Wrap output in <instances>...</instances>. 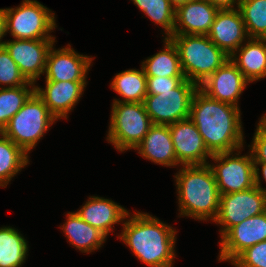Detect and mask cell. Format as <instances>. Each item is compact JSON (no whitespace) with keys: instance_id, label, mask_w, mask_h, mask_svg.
<instances>
[{"instance_id":"cell-13","label":"cell","mask_w":266,"mask_h":267,"mask_svg":"<svg viewBox=\"0 0 266 267\" xmlns=\"http://www.w3.org/2000/svg\"><path fill=\"white\" fill-rule=\"evenodd\" d=\"M177 161L181 166L206 165L212 154L190 118L169 125Z\"/></svg>"},{"instance_id":"cell-22","label":"cell","mask_w":266,"mask_h":267,"mask_svg":"<svg viewBox=\"0 0 266 267\" xmlns=\"http://www.w3.org/2000/svg\"><path fill=\"white\" fill-rule=\"evenodd\" d=\"M66 216L60 229L71 245L82 253H91L102 247L107 238L102 232L82 220L76 212H68Z\"/></svg>"},{"instance_id":"cell-11","label":"cell","mask_w":266,"mask_h":267,"mask_svg":"<svg viewBox=\"0 0 266 267\" xmlns=\"http://www.w3.org/2000/svg\"><path fill=\"white\" fill-rule=\"evenodd\" d=\"M55 39L3 41V46L28 82L34 83L45 73L47 55Z\"/></svg>"},{"instance_id":"cell-15","label":"cell","mask_w":266,"mask_h":267,"mask_svg":"<svg viewBox=\"0 0 266 267\" xmlns=\"http://www.w3.org/2000/svg\"><path fill=\"white\" fill-rule=\"evenodd\" d=\"M93 58L76 53L71 45L56 50L50 48L47 55L46 81H86Z\"/></svg>"},{"instance_id":"cell-31","label":"cell","mask_w":266,"mask_h":267,"mask_svg":"<svg viewBox=\"0 0 266 267\" xmlns=\"http://www.w3.org/2000/svg\"><path fill=\"white\" fill-rule=\"evenodd\" d=\"M230 263L235 267H266V241L248 247Z\"/></svg>"},{"instance_id":"cell-34","label":"cell","mask_w":266,"mask_h":267,"mask_svg":"<svg viewBox=\"0 0 266 267\" xmlns=\"http://www.w3.org/2000/svg\"><path fill=\"white\" fill-rule=\"evenodd\" d=\"M212 6L217 8L218 10H231L235 9V3L237 4V8L240 0H207Z\"/></svg>"},{"instance_id":"cell-29","label":"cell","mask_w":266,"mask_h":267,"mask_svg":"<svg viewBox=\"0 0 266 267\" xmlns=\"http://www.w3.org/2000/svg\"><path fill=\"white\" fill-rule=\"evenodd\" d=\"M134 4L144 14L164 29L165 38H170L174 32L175 9L169 0H133Z\"/></svg>"},{"instance_id":"cell-28","label":"cell","mask_w":266,"mask_h":267,"mask_svg":"<svg viewBox=\"0 0 266 267\" xmlns=\"http://www.w3.org/2000/svg\"><path fill=\"white\" fill-rule=\"evenodd\" d=\"M238 9L248 37L266 39V0H240Z\"/></svg>"},{"instance_id":"cell-5","label":"cell","mask_w":266,"mask_h":267,"mask_svg":"<svg viewBox=\"0 0 266 267\" xmlns=\"http://www.w3.org/2000/svg\"><path fill=\"white\" fill-rule=\"evenodd\" d=\"M56 120L34 92L1 133L28 155Z\"/></svg>"},{"instance_id":"cell-24","label":"cell","mask_w":266,"mask_h":267,"mask_svg":"<svg viewBox=\"0 0 266 267\" xmlns=\"http://www.w3.org/2000/svg\"><path fill=\"white\" fill-rule=\"evenodd\" d=\"M164 49L142 62L146 76L184 77L176 46L164 38Z\"/></svg>"},{"instance_id":"cell-4","label":"cell","mask_w":266,"mask_h":267,"mask_svg":"<svg viewBox=\"0 0 266 267\" xmlns=\"http://www.w3.org/2000/svg\"><path fill=\"white\" fill-rule=\"evenodd\" d=\"M185 79L199 86L228 59L207 35H172Z\"/></svg>"},{"instance_id":"cell-16","label":"cell","mask_w":266,"mask_h":267,"mask_svg":"<svg viewBox=\"0 0 266 267\" xmlns=\"http://www.w3.org/2000/svg\"><path fill=\"white\" fill-rule=\"evenodd\" d=\"M207 36L229 57L249 38L238 8L219 10Z\"/></svg>"},{"instance_id":"cell-21","label":"cell","mask_w":266,"mask_h":267,"mask_svg":"<svg viewBox=\"0 0 266 267\" xmlns=\"http://www.w3.org/2000/svg\"><path fill=\"white\" fill-rule=\"evenodd\" d=\"M229 58L249 81L266 77V39L248 38ZM238 53V55H237Z\"/></svg>"},{"instance_id":"cell-3","label":"cell","mask_w":266,"mask_h":267,"mask_svg":"<svg viewBox=\"0 0 266 267\" xmlns=\"http://www.w3.org/2000/svg\"><path fill=\"white\" fill-rule=\"evenodd\" d=\"M174 177L180 216L214 221L219 212L220 193L210 165L182 166Z\"/></svg>"},{"instance_id":"cell-27","label":"cell","mask_w":266,"mask_h":267,"mask_svg":"<svg viewBox=\"0 0 266 267\" xmlns=\"http://www.w3.org/2000/svg\"><path fill=\"white\" fill-rule=\"evenodd\" d=\"M34 92L35 84L31 82L15 88H0V131Z\"/></svg>"},{"instance_id":"cell-6","label":"cell","mask_w":266,"mask_h":267,"mask_svg":"<svg viewBox=\"0 0 266 267\" xmlns=\"http://www.w3.org/2000/svg\"><path fill=\"white\" fill-rule=\"evenodd\" d=\"M107 141L119 152L135 149L153 125L143 102H113Z\"/></svg>"},{"instance_id":"cell-25","label":"cell","mask_w":266,"mask_h":267,"mask_svg":"<svg viewBox=\"0 0 266 267\" xmlns=\"http://www.w3.org/2000/svg\"><path fill=\"white\" fill-rule=\"evenodd\" d=\"M27 240L10 226L0 228V267H21L28 256Z\"/></svg>"},{"instance_id":"cell-32","label":"cell","mask_w":266,"mask_h":267,"mask_svg":"<svg viewBox=\"0 0 266 267\" xmlns=\"http://www.w3.org/2000/svg\"><path fill=\"white\" fill-rule=\"evenodd\" d=\"M252 140L254 164H266V114L261 116Z\"/></svg>"},{"instance_id":"cell-23","label":"cell","mask_w":266,"mask_h":267,"mask_svg":"<svg viewBox=\"0 0 266 267\" xmlns=\"http://www.w3.org/2000/svg\"><path fill=\"white\" fill-rule=\"evenodd\" d=\"M146 83L147 76L142 66L141 70L129 69L116 74L111 88L122 97V100L114 99L113 102H143L147 95Z\"/></svg>"},{"instance_id":"cell-20","label":"cell","mask_w":266,"mask_h":267,"mask_svg":"<svg viewBox=\"0 0 266 267\" xmlns=\"http://www.w3.org/2000/svg\"><path fill=\"white\" fill-rule=\"evenodd\" d=\"M151 162L162 166L179 165L174 151L169 125L153 124L142 142L134 149Z\"/></svg>"},{"instance_id":"cell-19","label":"cell","mask_w":266,"mask_h":267,"mask_svg":"<svg viewBox=\"0 0 266 267\" xmlns=\"http://www.w3.org/2000/svg\"><path fill=\"white\" fill-rule=\"evenodd\" d=\"M76 213L82 220L107 237L111 231L113 232V226L118 222H123L129 212L110 199L91 196Z\"/></svg>"},{"instance_id":"cell-10","label":"cell","mask_w":266,"mask_h":267,"mask_svg":"<svg viewBox=\"0 0 266 267\" xmlns=\"http://www.w3.org/2000/svg\"><path fill=\"white\" fill-rule=\"evenodd\" d=\"M266 211V194L257 186L220 195L219 212L213 221L221 225V237L244 220Z\"/></svg>"},{"instance_id":"cell-26","label":"cell","mask_w":266,"mask_h":267,"mask_svg":"<svg viewBox=\"0 0 266 267\" xmlns=\"http://www.w3.org/2000/svg\"><path fill=\"white\" fill-rule=\"evenodd\" d=\"M28 155L0 132V187H6L22 168L27 166Z\"/></svg>"},{"instance_id":"cell-9","label":"cell","mask_w":266,"mask_h":267,"mask_svg":"<svg viewBox=\"0 0 266 267\" xmlns=\"http://www.w3.org/2000/svg\"><path fill=\"white\" fill-rule=\"evenodd\" d=\"M212 154L210 164L220 195L244 191L255 186V166L252 153L240 156V151ZM215 165V166H214Z\"/></svg>"},{"instance_id":"cell-17","label":"cell","mask_w":266,"mask_h":267,"mask_svg":"<svg viewBox=\"0 0 266 267\" xmlns=\"http://www.w3.org/2000/svg\"><path fill=\"white\" fill-rule=\"evenodd\" d=\"M45 89L35 86V92L44 101L49 112L58 120L68 117L86 87V81H45Z\"/></svg>"},{"instance_id":"cell-7","label":"cell","mask_w":266,"mask_h":267,"mask_svg":"<svg viewBox=\"0 0 266 267\" xmlns=\"http://www.w3.org/2000/svg\"><path fill=\"white\" fill-rule=\"evenodd\" d=\"M6 33L19 40L56 39L55 13L37 0H22L21 5L5 8Z\"/></svg>"},{"instance_id":"cell-37","label":"cell","mask_w":266,"mask_h":267,"mask_svg":"<svg viewBox=\"0 0 266 267\" xmlns=\"http://www.w3.org/2000/svg\"><path fill=\"white\" fill-rule=\"evenodd\" d=\"M188 1H194V0H169L171 6L176 10L178 7L182 6Z\"/></svg>"},{"instance_id":"cell-8","label":"cell","mask_w":266,"mask_h":267,"mask_svg":"<svg viewBox=\"0 0 266 267\" xmlns=\"http://www.w3.org/2000/svg\"><path fill=\"white\" fill-rule=\"evenodd\" d=\"M198 86L185 79L178 87L160 94H147L143 104L152 124L171 125L188 119L193 94Z\"/></svg>"},{"instance_id":"cell-18","label":"cell","mask_w":266,"mask_h":267,"mask_svg":"<svg viewBox=\"0 0 266 267\" xmlns=\"http://www.w3.org/2000/svg\"><path fill=\"white\" fill-rule=\"evenodd\" d=\"M218 11L207 0L186 2L175 10L173 35H208Z\"/></svg>"},{"instance_id":"cell-36","label":"cell","mask_w":266,"mask_h":267,"mask_svg":"<svg viewBox=\"0 0 266 267\" xmlns=\"http://www.w3.org/2000/svg\"><path fill=\"white\" fill-rule=\"evenodd\" d=\"M4 8L0 9V46H3L2 38L6 35Z\"/></svg>"},{"instance_id":"cell-2","label":"cell","mask_w":266,"mask_h":267,"mask_svg":"<svg viewBox=\"0 0 266 267\" xmlns=\"http://www.w3.org/2000/svg\"><path fill=\"white\" fill-rule=\"evenodd\" d=\"M133 215V216H132ZM128 213L118 238L149 267H173L176 230L148 213Z\"/></svg>"},{"instance_id":"cell-14","label":"cell","mask_w":266,"mask_h":267,"mask_svg":"<svg viewBox=\"0 0 266 267\" xmlns=\"http://www.w3.org/2000/svg\"><path fill=\"white\" fill-rule=\"evenodd\" d=\"M248 83L250 82L229 58L198 88L210 98L239 107L238 99Z\"/></svg>"},{"instance_id":"cell-12","label":"cell","mask_w":266,"mask_h":267,"mask_svg":"<svg viewBox=\"0 0 266 267\" xmlns=\"http://www.w3.org/2000/svg\"><path fill=\"white\" fill-rule=\"evenodd\" d=\"M266 241V211L230 228L222 237L219 261H233L241 252Z\"/></svg>"},{"instance_id":"cell-33","label":"cell","mask_w":266,"mask_h":267,"mask_svg":"<svg viewBox=\"0 0 266 267\" xmlns=\"http://www.w3.org/2000/svg\"><path fill=\"white\" fill-rule=\"evenodd\" d=\"M185 77L147 76V94L157 95L178 87Z\"/></svg>"},{"instance_id":"cell-1","label":"cell","mask_w":266,"mask_h":267,"mask_svg":"<svg viewBox=\"0 0 266 267\" xmlns=\"http://www.w3.org/2000/svg\"><path fill=\"white\" fill-rule=\"evenodd\" d=\"M239 107L210 98L199 88L190 105V120L196 125L211 154L235 152L244 136Z\"/></svg>"},{"instance_id":"cell-35","label":"cell","mask_w":266,"mask_h":267,"mask_svg":"<svg viewBox=\"0 0 266 267\" xmlns=\"http://www.w3.org/2000/svg\"><path fill=\"white\" fill-rule=\"evenodd\" d=\"M255 166V186H257L259 189H261L266 194V189L261 187V175L260 170L263 175V179L266 183V164H254ZM258 166L261 167V169L258 168Z\"/></svg>"},{"instance_id":"cell-30","label":"cell","mask_w":266,"mask_h":267,"mask_svg":"<svg viewBox=\"0 0 266 267\" xmlns=\"http://www.w3.org/2000/svg\"><path fill=\"white\" fill-rule=\"evenodd\" d=\"M27 83L28 81L21 74L9 52L4 46H0V85L4 84L7 85L6 88H15Z\"/></svg>"}]
</instances>
